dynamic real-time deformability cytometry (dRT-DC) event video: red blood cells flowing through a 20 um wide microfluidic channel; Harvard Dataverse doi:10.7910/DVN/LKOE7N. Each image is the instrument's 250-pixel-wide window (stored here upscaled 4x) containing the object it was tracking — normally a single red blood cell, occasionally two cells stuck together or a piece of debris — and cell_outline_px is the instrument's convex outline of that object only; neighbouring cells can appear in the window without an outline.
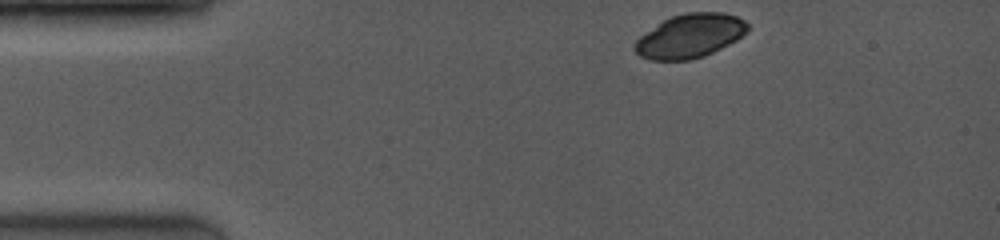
{"species": "common noctule bat (a hibernating species)", "species_latin": "Nyctalus noctula", "temperature_condition": "room temperature", "stored_images_in_passage": 10, "camera_frame_rate_fps": 4000, "um_per_image_px": 0.085, "animal": {"sex": "female", "body_mass_g": 19.0, "forearm_length_mm": 53.3}, "frame": {"image": 1, "passage_image": 1, "time_ms": 0.0, "image_size_px": [1000, 240], "cell_outline_px": [[748, 32], [736, 40], [704, 56], [688, 60], [648, 60], [640, 56], [632, 48], [636, 40], [640, 36], [664, 20], [672, 16], [688, 12], [724, 12], [736, 16], [744, 20], [748, 24]], "centroid_in_image_um": [58.65, 3.05], "position_along_channel_um": 26.4, "area_um2": 28.73}}